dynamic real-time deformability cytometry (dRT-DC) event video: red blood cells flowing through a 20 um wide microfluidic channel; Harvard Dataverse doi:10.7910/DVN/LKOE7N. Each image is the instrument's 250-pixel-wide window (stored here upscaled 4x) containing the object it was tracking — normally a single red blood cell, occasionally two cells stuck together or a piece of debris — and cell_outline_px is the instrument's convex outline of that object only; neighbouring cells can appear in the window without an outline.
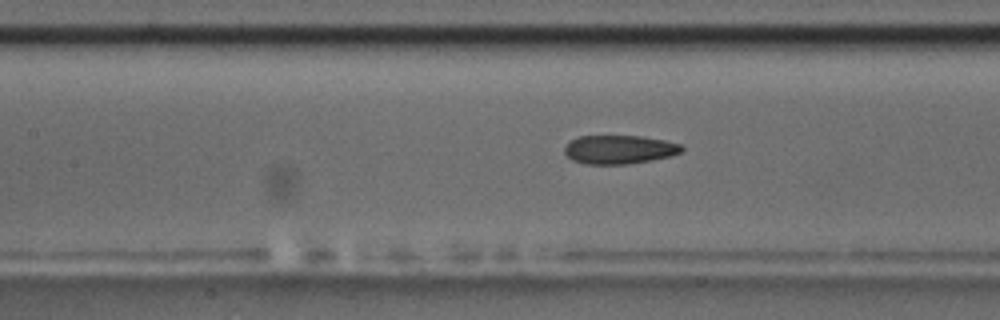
{"species": "common noctule bat (a hibernating species)", "species_latin": "Nyctalus noctula", "temperature_condition": "room temperature", "stored_images_in_passage": 43, "camera_frame_rate_fps": 3000, "um_per_image_px": 0.085, "animal": {"sex": "male", "body_mass_g": 17.5, "forearm_length_mm": 52.3}, "frame": {"image": 1, "passage_image": 13, "time_ms": 4.0, "image_size_px": [1000, 320], "cell_outline_px": [[684, 148], [680, 152], [672, 156], [652, 160], [628, 164], [584, 164], [572, 160], [564, 152], [564, 144], [580, 136], [640, 136], [664, 140], [680, 144]], "centroid_in_image_um": [52.62, 12.71], "position_along_channel_um": 154.8, "area_um2": 19.65}, "authors_computed_cell_mechanics": {"area_um2": 20.2878, "velocity_mm_per_s": 3.7311, "shape_relaxation_time_tau1_ms": null, "shape_relaxation_time_tau2_ms": 2.478, "deformation_change_tau1": null, "deformation_change_tau2": 0.0969}}